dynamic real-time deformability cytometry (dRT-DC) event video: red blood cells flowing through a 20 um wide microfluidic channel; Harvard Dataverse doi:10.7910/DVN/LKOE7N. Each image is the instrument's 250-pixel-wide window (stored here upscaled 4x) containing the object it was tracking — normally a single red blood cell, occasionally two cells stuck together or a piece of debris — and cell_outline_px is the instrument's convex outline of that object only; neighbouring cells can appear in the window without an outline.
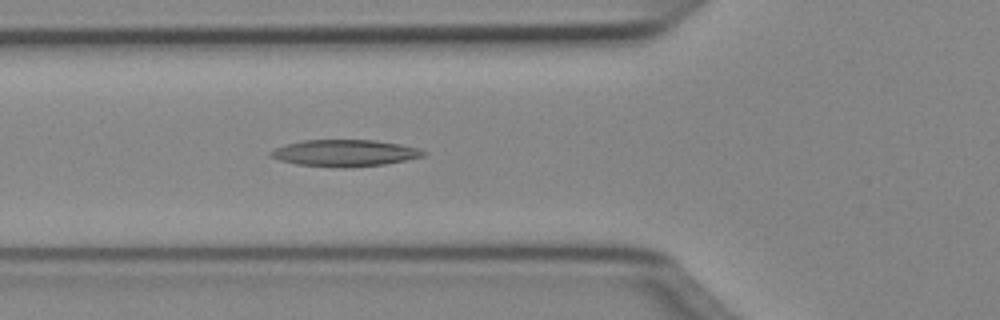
{"species": "Egyptian fruit bat (a non-hibernating species)", "species_latin": "Rousettus aegyptiacus", "temperature_condition": "cold", "stored_images_in_passage": 49, "segment_of_instrument_passage": [1, 2], "camera_frame_rate_fps": 3000, "um_per_image_px": 0.085, "animal": {"sex": "female"}, "frame": {"image": 1, "passage_image": 17, "time_ms": 5.333, "image_size_px": [1000, 320], "cell_outline_px": [[428, 152], [424, 156], [384, 164], [348, 168], [340, 168], [296, 164], [280, 160], [268, 156], [268, 152], [284, 144], [304, 140], [376, 140], [400, 144], [420, 148]], "centroid_in_image_um": [29.29, 13.01], "position_along_channel_um": 96.5, "area_um2": 23.93}}
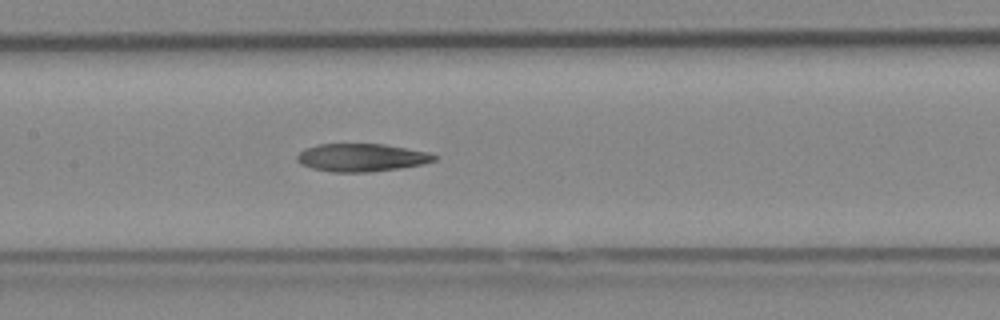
{"frame": {"image": 2, "passage_image": 23, "time_ms": 7.333, "image_size_px": [1000, 320], "cell_outline_px": [[436, 160], [420, 164], [400, 168], [368, 172], [332, 172], [312, 168], [300, 164], [296, 160], [296, 156], [304, 148], [316, 144], [384, 144], [428, 152], [436, 156]], "centroid_in_image_um": [30.67, 13.39], "position_along_channel_um": 176.7, "area_um2": 22.25}}
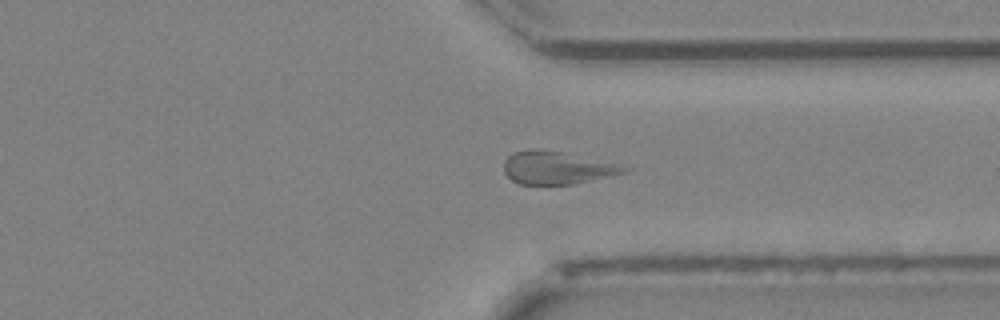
{"frame": {"image": 3, "passage_image": 37, "time_ms": 12.0, "image_size_px": [1000, 320], "cell_outline_px": [[632, 168], [628, 172], [572, 184], [520, 184], [512, 180], [504, 172], [504, 160], [512, 152], [528, 148], [536, 148], [564, 152], [616, 164]], "centroid_in_image_um": [47.3, 14.24], "position_along_channel_um": 364.1, "area_um2": 22.95}}